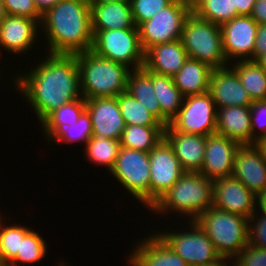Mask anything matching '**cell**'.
<instances>
[{"label": "cell", "instance_id": "obj_17", "mask_svg": "<svg viewBox=\"0 0 266 266\" xmlns=\"http://www.w3.org/2000/svg\"><path fill=\"white\" fill-rule=\"evenodd\" d=\"M148 236V237H147ZM132 246L127 260L128 266H189L154 230ZM131 254V255H130Z\"/></svg>", "mask_w": 266, "mask_h": 266}, {"label": "cell", "instance_id": "obj_43", "mask_svg": "<svg viewBox=\"0 0 266 266\" xmlns=\"http://www.w3.org/2000/svg\"><path fill=\"white\" fill-rule=\"evenodd\" d=\"M250 16L258 25L266 24V0H256Z\"/></svg>", "mask_w": 266, "mask_h": 266}, {"label": "cell", "instance_id": "obj_5", "mask_svg": "<svg viewBox=\"0 0 266 266\" xmlns=\"http://www.w3.org/2000/svg\"><path fill=\"white\" fill-rule=\"evenodd\" d=\"M221 257L234 259L248 244L249 219L211 206L195 220Z\"/></svg>", "mask_w": 266, "mask_h": 266}, {"label": "cell", "instance_id": "obj_23", "mask_svg": "<svg viewBox=\"0 0 266 266\" xmlns=\"http://www.w3.org/2000/svg\"><path fill=\"white\" fill-rule=\"evenodd\" d=\"M216 133L233 139L240 145H252L250 107L217 108Z\"/></svg>", "mask_w": 266, "mask_h": 266}, {"label": "cell", "instance_id": "obj_27", "mask_svg": "<svg viewBox=\"0 0 266 266\" xmlns=\"http://www.w3.org/2000/svg\"><path fill=\"white\" fill-rule=\"evenodd\" d=\"M127 91L161 122V110L154 93L153 72L144 67L131 70Z\"/></svg>", "mask_w": 266, "mask_h": 266}, {"label": "cell", "instance_id": "obj_7", "mask_svg": "<svg viewBox=\"0 0 266 266\" xmlns=\"http://www.w3.org/2000/svg\"><path fill=\"white\" fill-rule=\"evenodd\" d=\"M185 222L188 224H184L180 228H172L171 225L168 226L169 229L165 226L166 230L162 228L159 231L154 230V232L189 266L205 265L219 259L221 256L216 251L213 242L196 222ZM185 226L188 227L185 228Z\"/></svg>", "mask_w": 266, "mask_h": 266}, {"label": "cell", "instance_id": "obj_33", "mask_svg": "<svg viewBox=\"0 0 266 266\" xmlns=\"http://www.w3.org/2000/svg\"><path fill=\"white\" fill-rule=\"evenodd\" d=\"M48 245L41 234L30 229L23 238H20V246L17 256L7 266L34 265L45 259L48 253Z\"/></svg>", "mask_w": 266, "mask_h": 266}, {"label": "cell", "instance_id": "obj_2", "mask_svg": "<svg viewBox=\"0 0 266 266\" xmlns=\"http://www.w3.org/2000/svg\"><path fill=\"white\" fill-rule=\"evenodd\" d=\"M45 53L75 55L93 45L91 8L86 0H62L42 14ZM43 31V32H42Z\"/></svg>", "mask_w": 266, "mask_h": 266}, {"label": "cell", "instance_id": "obj_38", "mask_svg": "<svg viewBox=\"0 0 266 266\" xmlns=\"http://www.w3.org/2000/svg\"><path fill=\"white\" fill-rule=\"evenodd\" d=\"M249 244L266 249V215L257 210L249 218Z\"/></svg>", "mask_w": 266, "mask_h": 266}, {"label": "cell", "instance_id": "obj_41", "mask_svg": "<svg viewBox=\"0 0 266 266\" xmlns=\"http://www.w3.org/2000/svg\"><path fill=\"white\" fill-rule=\"evenodd\" d=\"M233 261L234 266H266V249L248 244Z\"/></svg>", "mask_w": 266, "mask_h": 266}, {"label": "cell", "instance_id": "obj_12", "mask_svg": "<svg viewBox=\"0 0 266 266\" xmlns=\"http://www.w3.org/2000/svg\"><path fill=\"white\" fill-rule=\"evenodd\" d=\"M150 207L185 173L172 147L163 138L150 152Z\"/></svg>", "mask_w": 266, "mask_h": 266}, {"label": "cell", "instance_id": "obj_44", "mask_svg": "<svg viewBox=\"0 0 266 266\" xmlns=\"http://www.w3.org/2000/svg\"><path fill=\"white\" fill-rule=\"evenodd\" d=\"M256 0H236V11L238 15L250 16Z\"/></svg>", "mask_w": 266, "mask_h": 266}, {"label": "cell", "instance_id": "obj_13", "mask_svg": "<svg viewBox=\"0 0 266 266\" xmlns=\"http://www.w3.org/2000/svg\"><path fill=\"white\" fill-rule=\"evenodd\" d=\"M220 28L228 65L238 61H253L258 24L252 17L239 15L222 24Z\"/></svg>", "mask_w": 266, "mask_h": 266}, {"label": "cell", "instance_id": "obj_52", "mask_svg": "<svg viewBox=\"0 0 266 266\" xmlns=\"http://www.w3.org/2000/svg\"><path fill=\"white\" fill-rule=\"evenodd\" d=\"M66 263H67V264H66ZM56 264H57L58 266H72V265H70V264L68 265V262H64V260L61 261V262H60V260H59V263H56ZM57 265H56V266H57Z\"/></svg>", "mask_w": 266, "mask_h": 266}, {"label": "cell", "instance_id": "obj_42", "mask_svg": "<svg viewBox=\"0 0 266 266\" xmlns=\"http://www.w3.org/2000/svg\"><path fill=\"white\" fill-rule=\"evenodd\" d=\"M266 54V24L258 25L255 45L253 49V61Z\"/></svg>", "mask_w": 266, "mask_h": 266}, {"label": "cell", "instance_id": "obj_40", "mask_svg": "<svg viewBox=\"0 0 266 266\" xmlns=\"http://www.w3.org/2000/svg\"><path fill=\"white\" fill-rule=\"evenodd\" d=\"M251 109L252 145L266 136V100L254 101Z\"/></svg>", "mask_w": 266, "mask_h": 266}, {"label": "cell", "instance_id": "obj_37", "mask_svg": "<svg viewBox=\"0 0 266 266\" xmlns=\"http://www.w3.org/2000/svg\"><path fill=\"white\" fill-rule=\"evenodd\" d=\"M135 26L148 21L160 10L170 6L175 0H129Z\"/></svg>", "mask_w": 266, "mask_h": 266}, {"label": "cell", "instance_id": "obj_45", "mask_svg": "<svg viewBox=\"0 0 266 266\" xmlns=\"http://www.w3.org/2000/svg\"><path fill=\"white\" fill-rule=\"evenodd\" d=\"M41 14L62 0H33Z\"/></svg>", "mask_w": 266, "mask_h": 266}, {"label": "cell", "instance_id": "obj_15", "mask_svg": "<svg viewBox=\"0 0 266 266\" xmlns=\"http://www.w3.org/2000/svg\"><path fill=\"white\" fill-rule=\"evenodd\" d=\"M39 32L40 24L36 20L24 16L6 15L0 23V51L5 50L8 55L19 54V57L27 55L28 51L34 49V44L36 46Z\"/></svg>", "mask_w": 266, "mask_h": 266}, {"label": "cell", "instance_id": "obj_16", "mask_svg": "<svg viewBox=\"0 0 266 266\" xmlns=\"http://www.w3.org/2000/svg\"><path fill=\"white\" fill-rule=\"evenodd\" d=\"M239 146L235 140L218 133L208 135L200 173L212 181L232 176L234 156Z\"/></svg>", "mask_w": 266, "mask_h": 266}, {"label": "cell", "instance_id": "obj_29", "mask_svg": "<svg viewBox=\"0 0 266 266\" xmlns=\"http://www.w3.org/2000/svg\"><path fill=\"white\" fill-rule=\"evenodd\" d=\"M165 126H125L121 138V147L150 152L163 138Z\"/></svg>", "mask_w": 266, "mask_h": 266}, {"label": "cell", "instance_id": "obj_9", "mask_svg": "<svg viewBox=\"0 0 266 266\" xmlns=\"http://www.w3.org/2000/svg\"><path fill=\"white\" fill-rule=\"evenodd\" d=\"M91 51L131 70L144 67L145 51L138 28L98 31L93 36Z\"/></svg>", "mask_w": 266, "mask_h": 266}, {"label": "cell", "instance_id": "obj_20", "mask_svg": "<svg viewBox=\"0 0 266 266\" xmlns=\"http://www.w3.org/2000/svg\"><path fill=\"white\" fill-rule=\"evenodd\" d=\"M208 92L217 108L251 107L253 103L238 75L230 66L213 70Z\"/></svg>", "mask_w": 266, "mask_h": 266}, {"label": "cell", "instance_id": "obj_36", "mask_svg": "<svg viewBox=\"0 0 266 266\" xmlns=\"http://www.w3.org/2000/svg\"><path fill=\"white\" fill-rule=\"evenodd\" d=\"M93 136V128L90 115L85 109L80 115L78 121L74 125H70L61 129L49 142L50 143H66L84 145Z\"/></svg>", "mask_w": 266, "mask_h": 266}, {"label": "cell", "instance_id": "obj_31", "mask_svg": "<svg viewBox=\"0 0 266 266\" xmlns=\"http://www.w3.org/2000/svg\"><path fill=\"white\" fill-rule=\"evenodd\" d=\"M120 148L119 140L92 136L82 152H85L83 155H86L87 161L94 163L97 167H104L110 172L115 165Z\"/></svg>", "mask_w": 266, "mask_h": 266}, {"label": "cell", "instance_id": "obj_53", "mask_svg": "<svg viewBox=\"0 0 266 266\" xmlns=\"http://www.w3.org/2000/svg\"><path fill=\"white\" fill-rule=\"evenodd\" d=\"M2 216H3V214H2V212H0V226H1L2 220L4 219ZM0 265H1V263H0Z\"/></svg>", "mask_w": 266, "mask_h": 266}, {"label": "cell", "instance_id": "obj_10", "mask_svg": "<svg viewBox=\"0 0 266 266\" xmlns=\"http://www.w3.org/2000/svg\"><path fill=\"white\" fill-rule=\"evenodd\" d=\"M192 11L191 0H175L154 17L138 26L140 42L146 52L158 44L180 40L184 22Z\"/></svg>", "mask_w": 266, "mask_h": 266}, {"label": "cell", "instance_id": "obj_1", "mask_svg": "<svg viewBox=\"0 0 266 266\" xmlns=\"http://www.w3.org/2000/svg\"><path fill=\"white\" fill-rule=\"evenodd\" d=\"M44 54L28 72H14L10 80L15 87L11 89L30 103L39 124L59 107L82 98L77 56Z\"/></svg>", "mask_w": 266, "mask_h": 266}, {"label": "cell", "instance_id": "obj_46", "mask_svg": "<svg viewBox=\"0 0 266 266\" xmlns=\"http://www.w3.org/2000/svg\"><path fill=\"white\" fill-rule=\"evenodd\" d=\"M256 210L266 215V190L257 196Z\"/></svg>", "mask_w": 266, "mask_h": 266}, {"label": "cell", "instance_id": "obj_21", "mask_svg": "<svg viewBox=\"0 0 266 266\" xmlns=\"http://www.w3.org/2000/svg\"><path fill=\"white\" fill-rule=\"evenodd\" d=\"M206 137L178 132L170 125L164 129V139L172 147L185 172H200L204 161Z\"/></svg>", "mask_w": 266, "mask_h": 266}, {"label": "cell", "instance_id": "obj_48", "mask_svg": "<svg viewBox=\"0 0 266 266\" xmlns=\"http://www.w3.org/2000/svg\"><path fill=\"white\" fill-rule=\"evenodd\" d=\"M255 146L261 151L262 156L266 161V136H262L256 141Z\"/></svg>", "mask_w": 266, "mask_h": 266}, {"label": "cell", "instance_id": "obj_18", "mask_svg": "<svg viewBox=\"0 0 266 266\" xmlns=\"http://www.w3.org/2000/svg\"><path fill=\"white\" fill-rule=\"evenodd\" d=\"M232 176L255 196L266 190V161L255 145H240L236 150Z\"/></svg>", "mask_w": 266, "mask_h": 266}, {"label": "cell", "instance_id": "obj_6", "mask_svg": "<svg viewBox=\"0 0 266 266\" xmlns=\"http://www.w3.org/2000/svg\"><path fill=\"white\" fill-rule=\"evenodd\" d=\"M180 40L189 58L206 63L213 69L229 66L219 25L191 11L184 22Z\"/></svg>", "mask_w": 266, "mask_h": 266}, {"label": "cell", "instance_id": "obj_19", "mask_svg": "<svg viewBox=\"0 0 266 266\" xmlns=\"http://www.w3.org/2000/svg\"><path fill=\"white\" fill-rule=\"evenodd\" d=\"M93 136L120 140L125 123L116 97L85 99Z\"/></svg>", "mask_w": 266, "mask_h": 266}, {"label": "cell", "instance_id": "obj_24", "mask_svg": "<svg viewBox=\"0 0 266 266\" xmlns=\"http://www.w3.org/2000/svg\"><path fill=\"white\" fill-rule=\"evenodd\" d=\"M93 36L98 31L138 28L135 26L129 0L90 5Z\"/></svg>", "mask_w": 266, "mask_h": 266}, {"label": "cell", "instance_id": "obj_35", "mask_svg": "<svg viewBox=\"0 0 266 266\" xmlns=\"http://www.w3.org/2000/svg\"><path fill=\"white\" fill-rule=\"evenodd\" d=\"M30 229L31 227L23 224L7 223L5 216L0 226V263L2 266H7L17 256L20 238H23Z\"/></svg>", "mask_w": 266, "mask_h": 266}, {"label": "cell", "instance_id": "obj_39", "mask_svg": "<svg viewBox=\"0 0 266 266\" xmlns=\"http://www.w3.org/2000/svg\"><path fill=\"white\" fill-rule=\"evenodd\" d=\"M7 15L24 16L41 22L42 14L33 0H2Z\"/></svg>", "mask_w": 266, "mask_h": 266}, {"label": "cell", "instance_id": "obj_28", "mask_svg": "<svg viewBox=\"0 0 266 266\" xmlns=\"http://www.w3.org/2000/svg\"><path fill=\"white\" fill-rule=\"evenodd\" d=\"M86 109L85 99L79 98L59 107L52 112L42 123L41 130L45 141H49L64 127L74 125L82 112Z\"/></svg>", "mask_w": 266, "mask_h": 266}, {"label": "cell", "instance_id": "obj_26", "mask_svg": "<svg viewBox=\"0 0 266 266\" xmlns=\"http://www.w3.org/2000/svg\"><path fill=\"white\" fill-rule=\"evenodd\" d=\"M154 93L161 110V123L166 127L179 112L184 96L176 87L173 77L153 72Z\"/></svg>", "mask_w": 266, "mask_h": 266}, {"label": "cell", "instance_id": "obj_32", "mask_svg": "<svg viewBox=\"0 0 266 266\" xmlns=\"http://www.w3.org/2000/svg\"><path fill=\"white\" fill-rule=\"evenodd\" d=\"M191 2L192 12L219 26L239 16L236 11V0H191Z\"/></svg>", "mask_w": 266, "mask_h": 266}, {"label": "cell", "instance_id": "obj_47", "mask_svg": "<svg viewBox=\"0 0 266 266\" xmlns=\"http://www.w3.org/2000/svg\"><path fill=\"white\" fill-rule=\"evenodd\" d=\"M199 266H234V261L227 257H220L216 261L205 264V265H199Z\"/></svg>", "mask_w": 266, "mask_h": 266}, {"label": "cell", "instance_id": "obj_14", "mask_svg": "<svg viewBox=\"0 0 266 266\" xmlns=\"http://www.w3.org/2000/svg\"><path fill=\"white\" fill-rule=\"evenodd\" d=\"M255 196L241 181L233 176L213 181V204L215 208L242 215L249 219L256 211Z\"/></svg>", "mask_w": 266, "mask_h": 266}, {"label": "cell", "instance_id": "obj_50", "mask_svg": "<svg viewBox=\"0 0 266 266\" xmlns=\"http://www.w3.org/2000/svg\"><path fill=\"white\" fill-rule=\"evenodd\" d=\"M256 62L265 70L266 72V54L259 57Z\"/></svg>", "mask_w": 266, "mask_h": 266}, {"label": "cell", "instance_id": "obj_25", "mask_svg": "<svg viewBox=\"0 0 266 266\" xmlns=\"http://www.w3.org/2000/svg\"><path fill=\"white\" fill-rule=\"evenodd\" d=\"M213 68L199 60L188 58L183 67L173 76L176 87L185 97L209 91Z\"/></svg>", "mask_w": 266, "mask_h": 266}, {"label": "cell", "instance_id": "obj_22", "mask_svg": "<svg viewBox=\"0 0 266 266\" xmlns=\"http://www.w3.org/2000/svg\"><path fill=\"white\" fill-rule=\"evenodd\" d=\"M181 40L150 47L145 52L144 68L156 74L173 77L188 60Z\"/></svg>", "mask_w": 266, "mask_h": 266}, {"label": "cell", "instance_id": "obj_30", "mask_svg": "<svg viewBox=\"0 0 266 266\" xmlns=\"http://www.w3.org/2000/svg\"><path fill=\"white\" fill-rule=\"evenodd\" d=\"M229 66L236 72L253 102L266 100V72L256 61H238Z\"/></svg>", "mask_w": 266, "mask_h": 266}, {"label": "cell", "instance_id": "obj_49", "mask_svg": "<svg viewBox=\"0 0 266 266\" xmlns=\"http://www.w3.org/2000/svg\"><path fill=\"white\" fill-rule=\"evenodd\" d=\"M89 5H100V4H106V3H115L120 2L123 0H86Z\"/></svg>", "mask_w": 266, "mask_h": 266}, {"label": "cell", "instance_id": "obj_8", "mask_svg": "<svg viewBox=\"0 0 266 266\" xmlns=\"http://www.w3.org/2000/svg\"><path fill=\"white\" fill-rule=\"evenodd\" d=\"M123 190L150 208V158L149 152L121 147L113 169L109 172Z\"/></svg>", "mask_w": 266, "mask_h": 266}, {"label": "cell", "instance_id": "obj_11", "mask_svg": "<svg viewBox=\"0 0 266 266\" xmlns=\"http://www.w3.org/2000/svg\"><path fill=\"white\" fill-rule=\"evenodd\" d=\"M217 107L209 92L188 95L169 125L178 132L208 136L216 133Z\"/></svg>", "mask_w": 266, "mask_h": 266}, {"label": "cell", "instance_id": "obj_51", "mask_svg": "<svg viewBox=\"0 0 266 266\" xmlns=\"http://www.w3.org/2000/svg\"><path fill=\"white\" fill-rule=\"evenodd\" d=\"M6 15L7 14H6V11H5V8H4V3L2 2V0H0V23L5 18Z\"/></svg>", "mask_w": 266, "mask_h": 266}, {"label": "cell", "instance_id": "obj_4", "mask_svg": "<svg viewBox=\"0 0 266 266\" xmlns=\"http://www.w3.org/2000/svg\"><path fill=\"white\" fill-rule=\"evenodd\" d=\"M77 56L80 90L84 99L117 97L127 91L131 69L123 64L86 51Z\"/></svg>", "mask_w": 266, "mask_h": 266}, {"label": "cell", "instance_id": "obj_54", "mask_svg": "<svg viewBox=\"0 0 266 266\" xmlns=\"http://www.w3.org/2000/svg\"><path fill=\"white\" fill-rule=\"evenodd\" d=\"M0 65H1L0 67H2V64H1V63H0ZM0 69H1V68H0ZM1 71H3V69L0 70V72H1ZM0 74H1L0 77L2 78V72H1ZM1 78H0V80H1Z\"/></svg>", "mask_w": 266, "mask_h": 266}, {"label": "cell", "instance_id": "obj_3", "mask_svg": "<svg viewBox=\"0 0 266 266\" xmlns=\"http://www.w3.org/2000/svg\"><path fill=\"white\" fill-rule=\"evenodd\" d=\"M212 204L213 181L200 172H185L148 210L154 215H162V218L168 217L171 211L170 215L177 214L175 219L179 215L187 221H194Z\"/></svg>", "mask_w": 266, "mask_h": 266}, {"label": "cell", "instance_id": "obj_34", "mask_svg": "<svg viewBox=\"0 0 266 266\" xmlns=\"http://www.w3.org/2000/svg\"><path fill=\"white\" fill-rule=\"evenodd\" d=\"M121 115L125 126H164L152 113L138 102L128 91L120 93L117 97Z\"/></svg>", "mask_w": 266, "mask_h": 266}]
</instances>
